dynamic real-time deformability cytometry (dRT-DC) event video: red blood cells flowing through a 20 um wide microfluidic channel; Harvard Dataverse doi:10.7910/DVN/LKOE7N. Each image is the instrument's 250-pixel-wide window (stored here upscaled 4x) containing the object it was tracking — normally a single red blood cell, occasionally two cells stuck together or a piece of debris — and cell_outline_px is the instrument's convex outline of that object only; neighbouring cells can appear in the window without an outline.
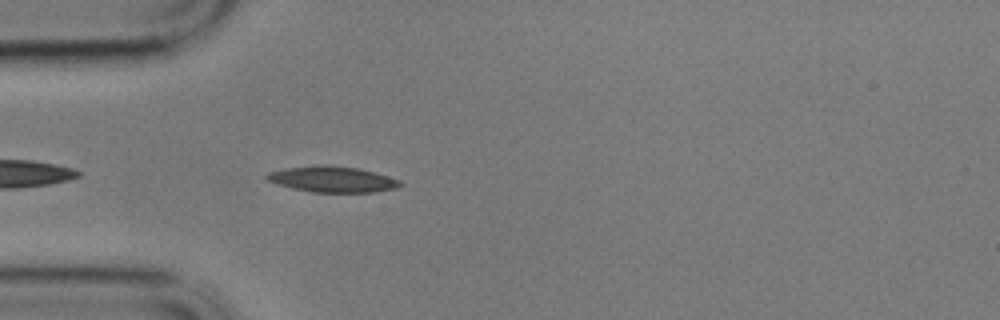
{"species": "common noctule bat (a hibernating species)", "species_latin": "Nyctalus noctula", "temperature_condition": "cold", "stored_images_in_passage": 37, "camera_frame_rate_fps": 3000, "um_per_image_px": 0.085, "animal": {"sex": "male", "body_mass_g": 17.9}, "frame": {"image": 1, "passage_image": 3, "time_ms": 0.667, "image_size_px": [1000, 320], "cell_outline_px": [[404, 184], [396, 188], [376, 192], [312, 192], [292, 188], [268, 180], [264, 176], [268, 172], [288, 168], [324, 164], [360, 168], [388, 176], [400, 180]], "centroid_in_image_um": [28.3, 15.23], "position_along_channel_um": 56.7, "area_um2": 20.06}}
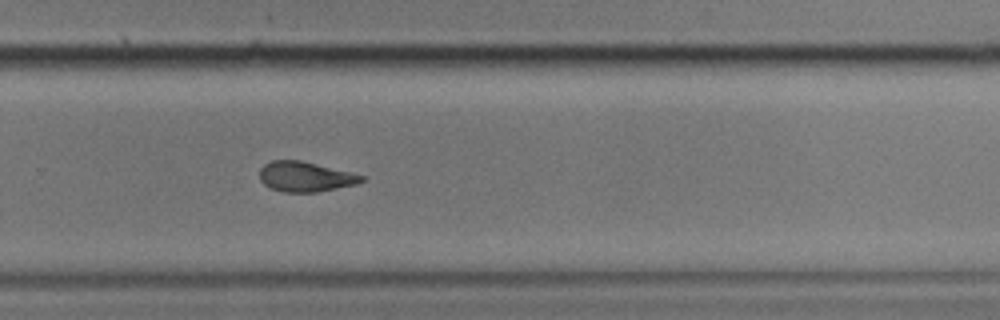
{"frame": {"image": 2, "passage_image": 25, "time_ms": 8.0, "image_size_px": [1000, 320], "cell_outline_px": [[364, 180], [356, 184], [316, 192], [284, 192], [272, 188], [264, 184], [260, 180], [260, 168], [264, 164], [272, 160], [300, 160], [364, 176]], "centroid_in_image_um": [25.91, 15.02], "position_along_channel_um": 303.9, "area_um2": 17.51}}
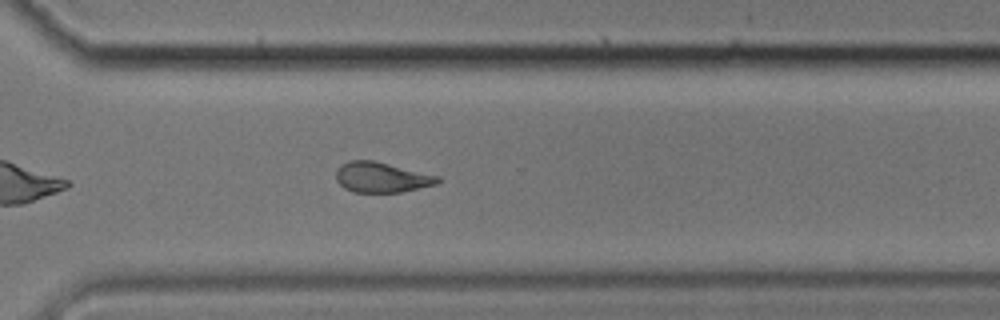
{"frame": {"image": 3, "passage_image": 28, "time_ms": 9.0, "image_size_px": [1000, 320], "cell_outline_px": [[444, 180], [436, 184], [400, 192], [352, 192], [344, 188], [336, 180], [336, 168], [348, 160], [372, 160], [440, 176]], "centroid_in_image_um": [32.43, 15.07], "position_along_channel_um": 338.2, "area_um2": 17.98}, "authors_computed_cell_mechanics": {"area_um2": 18.6116, "velocity_mm_per_s": 3.4237, "shape_relaxation_time_tau1_ms": 5.8086, "shape_relaxation_time_tau2_ms": 4.6239, "deformation_change_tau1": 0.171, "deformation_change_tau2": 0.1187}}